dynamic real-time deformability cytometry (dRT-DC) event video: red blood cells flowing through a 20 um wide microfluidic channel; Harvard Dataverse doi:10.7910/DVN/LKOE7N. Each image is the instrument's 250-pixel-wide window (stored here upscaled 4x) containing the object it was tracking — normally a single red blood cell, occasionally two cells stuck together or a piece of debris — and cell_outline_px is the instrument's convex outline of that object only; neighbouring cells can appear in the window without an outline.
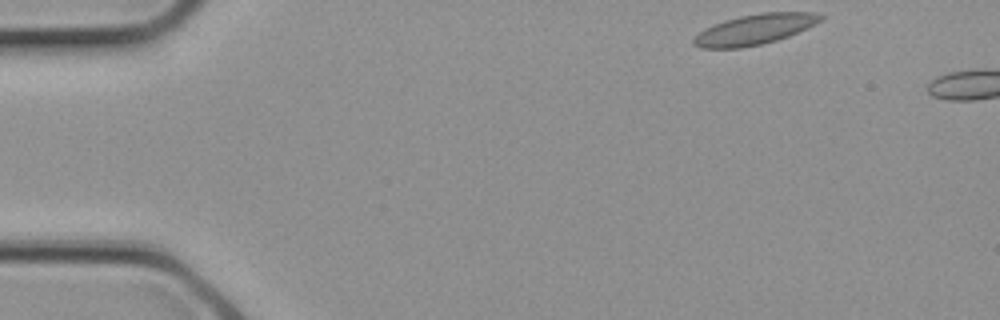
{"species": "common noctule bat (a hibernating species)", "species_latin": "Nyctalus noctula", "temperature_condition": "cold", "stored_images_in_passage": 2, "segment_of_instrument_passage": [2, 2], "camera_frame_rate_fps": 3000, "um_per_image_px": 0.085, "animal": {"sex": "female", "body_mass_g": 21.9}, "frame": {"image": 1, "passage_image": 2, "time_ms": 0.333, "image_size_px": [1000, 320], "cell_outline_px": [[824, 16], [820, 20], [788, 36], [776, 40], [760, 44], [740, 48], [700, 48], [692, 44], [692, 40], [704, 28], [740, 16], [760, 12], [816, 12]], "centroid_in_image_um": [64.11, 2.5], "position_along_channel_um": 20.9, "area_um2": 21.96}}